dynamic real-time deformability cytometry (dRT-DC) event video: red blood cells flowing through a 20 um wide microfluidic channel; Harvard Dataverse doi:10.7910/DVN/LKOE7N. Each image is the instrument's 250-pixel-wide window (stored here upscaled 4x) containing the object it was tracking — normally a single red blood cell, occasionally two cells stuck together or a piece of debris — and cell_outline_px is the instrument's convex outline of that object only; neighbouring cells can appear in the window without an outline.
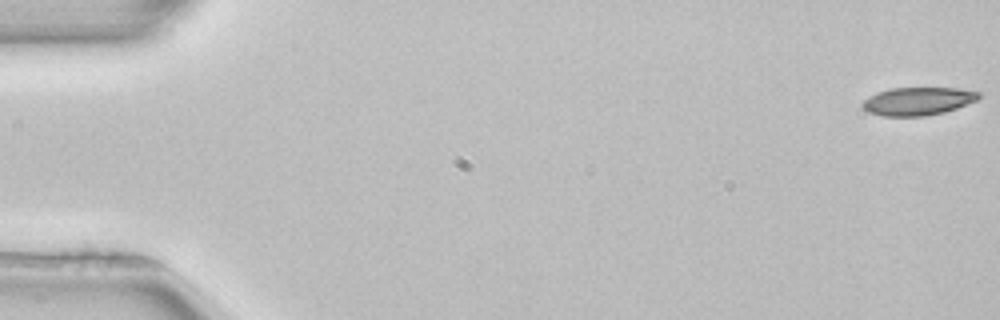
{"species": "common noctule bat (a hibernating species)", "species_latin": "Nyctalus noctula", "temperature_condition": "room temperature", "stored_images_in_passage": 53, "camera_frame_rate_fps": 3000, "um_per_image_px": 0.085, "animal": {"sex": "female", "body_mass_g": 22.7, "forearm_length_mm": 54.2}, "frame": {"image": 1, "passage_image": 1, "time_ms": 0.0, "image_size_px": [1000, 320], "cell_outline_px": [[980, 96], [976, 100], [956, 108], [944, 112], [924, 116], [884, 116], [868, 112], [860, 104], [868, 96], [876, 92], [892, 88], [956, 88], [980, 92]], "centroid_in_image_um": [77.98, 8.6], "position_along_channel_um": 7.0, "area_um2": 18.9}}
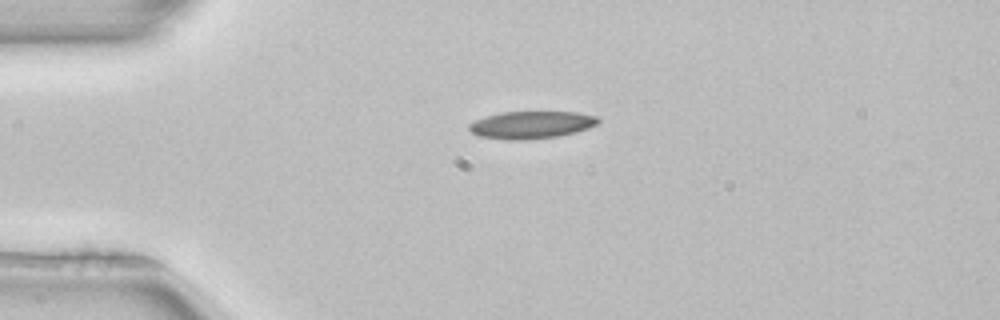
{"frame": {"image": 2, "passage_image": 13, "time_ms": 4.0, "image_size_px": [1000, 320], "cell_outline_px": [[600, 124], [576, 132], [556, 136], [524, 140], [508, 140], [480, 136], [472, 132], [468, 128], [468, 124], [476, 120], [500, 112], [576, 112], [596, 116], [600, 120]], "centroid_in_image_um": [45.19, 10.61], "position_along_channel_um": 39.8, "area_um2": 20.52}}
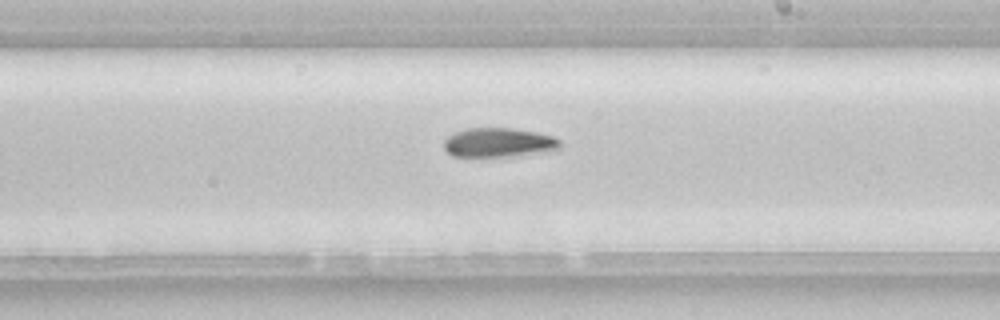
{"frame": {"image": 3, "passage_image": 31, "time_ms": 10.0, "image_size_px": [1000, 320], "cell_outline_px": [[560, 148], [556, 152], [480, 160], [452, 156], [444, 148], [444, 140], [448, 136], [456, 132], [468, 128], [512, 128], [536, 132], [552, 136], [560, 140]], "centroid_in_image_um": [42.4, 12.19], "position_along_channel_um": 246.6, "area_um2": 21.04}, "authors_computed_cell_mechanics": {"area_um2": 19.7676, "velocity_mm_per_s": 3.9483, "shape_relaxation_time_tau1_ms": null, "shape_relaxation_time_tau2_ms": 9.7901, "deformation_change_tau1": null, "deformation_change_tau2": 0.2187}}